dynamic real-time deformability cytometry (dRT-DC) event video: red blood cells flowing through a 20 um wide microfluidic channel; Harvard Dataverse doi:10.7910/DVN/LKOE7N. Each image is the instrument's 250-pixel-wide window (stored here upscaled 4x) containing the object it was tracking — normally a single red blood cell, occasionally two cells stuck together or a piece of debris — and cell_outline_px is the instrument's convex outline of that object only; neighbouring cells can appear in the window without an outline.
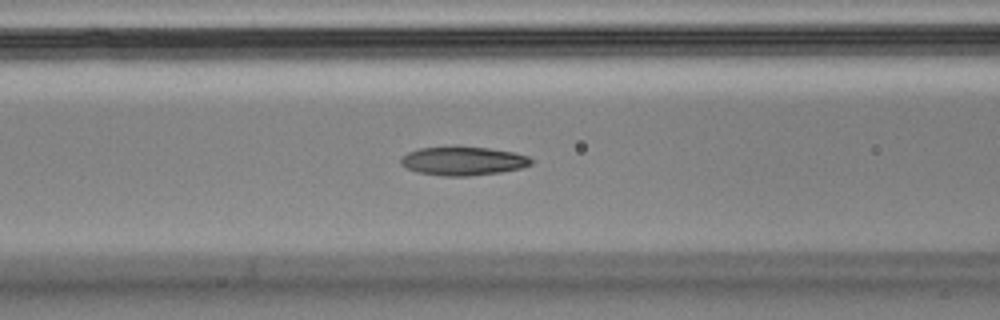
{"species": "Egyptian fruit bat (a non-hibernating species)", "species_latin": "Rousettus aegyptiacus", "temperature_condition": "cold", "stored_images_in_passage": 51, "camera_frame_rate_fps": 3000, "um_per_image_px": 0.085, "animal": {"sex": "male"}, "frame": {"image": 1, "passage_image": 22, "time_ms": 7.0, "image_size_px": [1000, 320], "cell_outline_px": [[532, 164], [520, 168], [500, 172], [468, 176], [444, 176], [416, 172], [400, 164], [400, 160], [408, 152], [420, 148], [488, 148], [512, 152], [528, 156], [532, 160]], "centroid_in_image_um": [39.36, 13.71], "position_along_channel_um": 127.2, "area_um2": 21.21}}
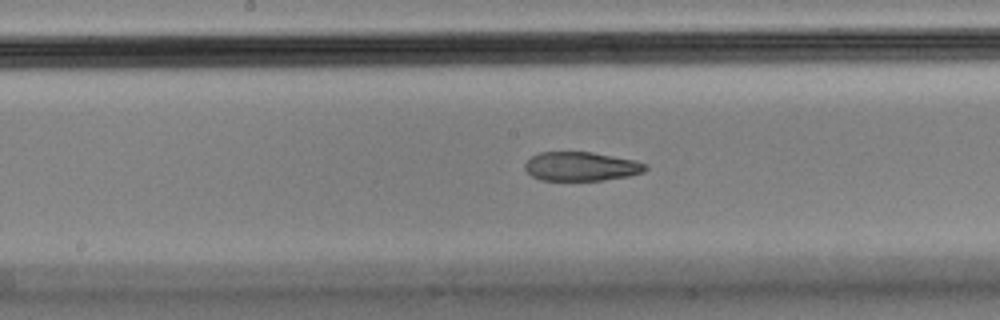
{"frame": {"image": 2, "passage_image": 28, "time_ms": 9.0, "image_size_px": [1000, 320], "cell_outline_px": [[648, 168], [644, 172], [628, 176], [604, 180], [540, 180], [532, 176], [524, 168], [524, 164], [532, 156], [540, 152], [592, 152], [632, 160], [648, 164]], "centroid_in_image_um": [49.39, 14.15], "position_along_channel_um": 198.8, "area_um2": 20.29}}
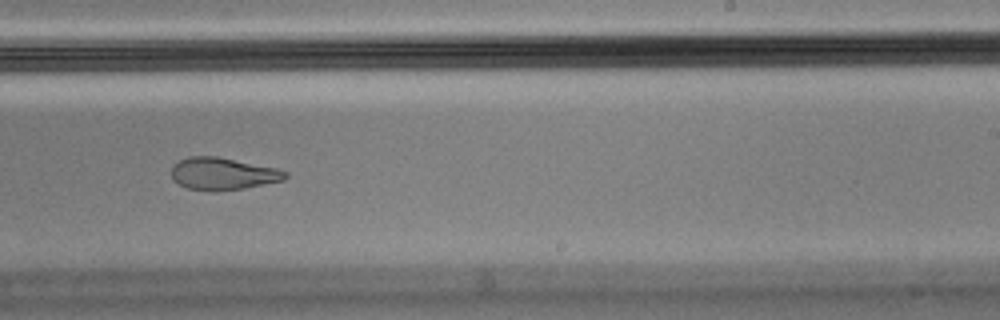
{"frame": {"image": 3, "passage_image": 34, "time_ms": 11.0, "image_size_px": [1000, 320], "cell_outline_px": [[288, 176], [284, 180], [244, 188], [216, 192], [188, 188], [172, 180], [172, 164], [188, 156], [216, 156], [276, 168], [288, 172]], "centroid_in_image_um": [18.93, 14.77], "position_along_channel_um": 270.1, "area_um2": 21.44}, "authors_computed_cell_mechanics": {"area_um2": 21.5594, "velocity_mm_per_s": 3.5759, "shape_relaxation_time_tau1_ms": null, "shape_relaxation_time_tau2_ms": 3.0407, "deformation_change_tau1": null, "deformation_change_tau2": 0.1024}}